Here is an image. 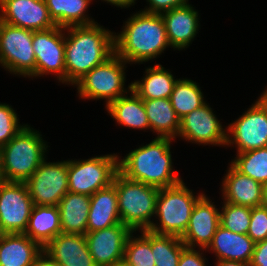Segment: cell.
<instances>
[{
	"label": "cell",
	"instance_id": "obj_39",
	"mask_svg": "<svg viewBox=\"0 0 267 266\" xmlns=\"http://www.w3.org/2000/svg\"><path fill=\"white\" fill-rule=\"evenodd\" d=\"M250 266H267V239L255 243Z\"/></svg>",
	"mask_w": 267,
	"mask_h": 266
},
{
	"label": "cell",
	"instance_id": "obj_13",
	"mask_svg": "<svg viewBox=\"0 0 267 266\" xmlns=\"http://www.w3.org/2000/svg\"><path fill=\"white\" fill-rule=\"evenodd\" d=\"M209 103L186 114L180 119V129L177 138L187 143H194L203 146H220L226 145V129L222 126L221 120Z\"/></svg>",
	"mask_w": 267,
	"mask_h": 266
},
{
	"label": "cell",
	"instance_id": "obj_15",
	"mask_svg": "<svg viewBox=\"0 0 267 266\" xmlns=\"http://www.w3.org/2000/svg\"><path fill=\"white\" fill-rule=\"evenodd\" d=\"M0 21L31 31L57 26L45 0H0Z\"/></svg>",
	"mask_w": 267,
	"mask_h": 266
},
{
	"label": "cell",
	"instance_id": "obj_33",
	"mask_svg": "<svg viewBox=\"0 0 267 266\" xmlns=\"http://www.w3.org/2000/svg\"><path fill=\"white\" fill-rule=\"evenodd\" d=\"M230 163L241 173L263 184L267 183V147L236 153Z\"/></svg>",
	"mask_w": 267,
	"mask_h": 266
},
{
	"label": "cell",
	"instance_id": "obj_2",
	"mask_svg": "<svg viewBox=\"0 0 267 266\" xmlns=\"http://www.w3.org/2000/svg\"><path fill=\"white\" fill-rule=\"evenodd\" d=\"M114 31L115 53L128 64H145L159 58L169 45L161 14L139 10Z\"/></svg>",
	"mask_w": 267,
	"mask_h": 266
},
{
	"label": "cell",
	"instance_id": "obj_18",
	"mask_svg": "<svg viewBox=\"0 0 267 266\" xmlns=\"http://www.w3.org/2000/svg\"><path fill=\"white\" fill-rule=\"evenodd\" d=\"M171 49L182 51L189 48L200 28L198 10L189 2L161 14Z\"/></svg>",
	"mask_w": 267,
	"mask_h": 266
},
{
	"label": "cell",
	"instance_id": "obj_24",
	"mask_svg": "<svg viewBox=\"0 0 267 266\" xmlns=\"http://www.w3.org/2000/svg\"><path fill=\"white\" fill-rule=\"evenodd\" d=\"M106 108L117 125L128 129L150 130L146 109L141 99L132 89L124 96L111 102Z\"/></svg>",
	"mask_w": 267,
	"mask_h": 266
},
{
	"label": "cell",
	"instance_id": "obj_21",
	"mask_svg": "<svg viewBox=\"0 0 267 266\" xmlns=\"http://www.w3.org/2000/svg\"><path fill=\"white\" fill-rule=\"evenodd\" d=\"M255 242L247 235L234 233L219 225L205 253H213L215 261L231 260L250 263Z\"/></svg>",
	"mask_w": 267,
	"mask_h": 266
},
{
	"label": "cell",
	"instance_id": "obj_7",
	"mask_svg": "<svg viewBox=\"0 0 267 266\" xmlns=\"http://www.w3.org/2000/svg\"><path fill=\"white\" fill-rule=\"evenodd\" d=\"M127 64L114 53L105 62L94 67L73 85L77 89L79 99H104L107 107L111 102L126 95L131 90V83L125 87Z\"/></svg>",
	"mask_w": 267,
	"mask_h": 266
},
{
	"label": "cell",
	"instance_id": "obj_31",
	"mask_svg": "<svg viewBox=\"0 0 267 266\" xmlns=\"http://www.w3.org/2000/svg\"><path fill=\"white\" fill-rule=\"evenodd\" d=\"M132 231L125 244L123 261L129 266H155L151 251V231ZM136 235V236H135Z\"/></svg>",
	"mask_w": 267,
	"mask_h": 266
},
{
	"label": "cell",
	"instance_id": "obj_46",
	"mask_svg": "<svg viewBox=\"0 0 267 266\" xmlns=\"http://www.w3.org/2000/svg\"><path fill=\"white\" fill-rule=\"evenodd\" d=\"M113 266H129L127 265L124 261L120 262V263H116L115 265Z\"/></svg>",
	"mask_w": 267,
	"mask_h": 266
},
{
	"label": "cell",
	"instance_id": "obj_10",
	"mask_svg": "<svg viewBox=\"0 0 267 266\" xmlns=\"http://www.w3.org/2000/svg\"><path fill=\"white\" fill-rule=\"evenodd\" d=\"M226 129L225 147H236V153L267 147V101L260 95Z\"/></svg>",
	"mask_w": 267,
	"mask_h": 266
},
{
	"label": "cell",
	"instance_id": "obj_4",
	"mask_svg": "<svg viewBox=\"0 0 267 266\" xmlns=\"http://www.w3.org/2000/svg\"><path fill=\"white\" fill-rule=\"evenodd\" d=\"M41 132L27 124L0 149L6 181L26 182L47 157L48 143Z\"/></svg>",
	"mask_w": 267,
	"mask_h": 266
},
{
	"label": "cell",
	"instance_id": "obj_44",
	"mask_svg": "<svg viewBox=\"0 0 267 266\" xmlns=\"http://www.w3.org/2000/svg\"><path fill=\"white\" fill-rule=\"evenodd\" d=\"M6 182L4 175H3V171H2V164H1V158H0V188L2 187V185Z\"/></svg>",
	"mask_w": 267,
	"mask_h": 266
},
{
	"label": "cell",
	"instance_id": "obj_12",
	"mask_svg": "<svg viewBox=\"0 0 267 266\" xmlns=\"http://www.w3.org/2000/svg\"><path fill=\"white\" fill-rule=\"evenodd\" d=\"M41 163L25 182L34 205L58 206L69 192L68 160Z\"/></svg>",
	"mask_w": 267,
	"mask_h": 266
},
{
	"label": "cell",
	"instance_id": "obj_17",
	"mask_svg": "<svg viewBox=\"0 0 267 266\" xmlns=\"http://www.w3.org/2000/svg\"><path fill=\"white\" fill-rule=\"evenodd\" d=\"M219 225L220 208L204 194L196 202L181 240L186 247L207 249Z\"/></svg>",
	"mask_w": 267,
	"mask_h": 266
},
{
	"label": "cell",
	"instance_id": "obj_28",
	"mask_svg": "<svg viewBox=\"0 0 267 266\" xmlns=\"http://www.w3.org/2000/svg\"><path fill=\"white\" fill-rule=\"evenodd\" d=\"M59 233L62 231L58 206L34 205L24 234L44 247Z\"/></svg>",
	"mask_w": 267,
	"mask_h": 266
},
{
	"label": "cell",
	"instance_id": "obj_9",
	"mask_svg": "<svg viewBox=\"0 0 267 266\" xmlns=\"http://www.w3.org/2000/svg\"><path fill=\"white\" fill-rule=\"evenodd\" d=\"M33 31L0 21V66L8 73L35 78Z\"/></svg>",
	"mask_w": 267,
	"mask_h": 266
},
{
	"label": "cell",
	"instance_id": "obj_37",
	"mask_svg": "<svg viewBox=\"0 0 267 266\" xmlns=\"http://www.w3.org/2000/svg\"><path fill=\"white\" fill-rule=\"evenodd\" d=\"M206 249L186 247L179 258L178 266H207L208 259L204 255ZM207 262V263H206Z\"/></svg>",
	"mask_w": 267,
	"mask_h": 266
},
{
	"label": "cell",
	"instance_id": "obj_8",
	"mask_svg": "<svg viewBox=\"0 0 267 266\" xmlns=\"http://www.w3.org/2000/svg\"><path fill=\"white\" fill-rule=\"evenodd\" d=\"M116 153L93 156L88 159H68L69 192L92 196L109 187L119 171Z\"/></svg>",
	"mask_w": 267,
	"mask_h": 266
},
{
	"label": "cell",
	"instance_id": "obj_32",
	"mask_svg": "<svg viewBox=\"0 0 267 266\" xmlns=\"http://www.w3.org/2000/svg\"><path fill=\"white\" fill-rule=\"evenodd\" d=\"M186 245L180 237L151 232V251L155 266H178L179 258Z\"/></svg>",
	"mask_w": 267,
	"mask_h": 266
},
{
	"label": "cell",
	"instance_id": "obj_23",
	"mask_svg": "<svg viewBox=\"0 0 267 266\" xmlns=\"http://www.w3.org/2000/svg\"><path fill=\"white\" fill-rule=\"evenodd\" d=\"M121 223L118 210L116 187L96 191L90 196V209L87 220V232L98 231Z\"/></svg>",
	"mask_w": 267,
	"mask_h": 266
},
{
	"label": "cell",
	"instance_id": "obj_30",
	"mask_svg": "<svg viewBox=\"0 0 267 266\" xmlns=\"http://www.w3.org/2000/svg\"><path fill=\"white\" fill-rule=\"evenodd\" d=\"M169 100L180 119L207 102L199 84L190 78L178 79Z\"/></svg>",
	"mask_w": 267,
	"mask_h": 266
},
{
	"label": "cell",
	"instance_id": "obj_34",
	"mask_svg": "<svg viewBox=\"0 0 267 266\" xmlns=\"http://www.w3.org/2000/svg\"><path fill=\"white\" fill-rule=\"evenodd\" d=\"M220 225L240 234H247L252 208L221 201Z\"/></svg>",
	"mask_w": 267,
	"mask_h": 266
},
{
	"label": "cell",
	"instance_id": "obj_3",
	"mask_svg": "<svg viewBox=\"0 0 267 266\" xmlns=\"http://www.w3.org/2000/svg\"><path fill=\"white\" fill-rule=\"evenodd\" d=\"M175 141L155 137L150 143L141 144L125 156H118L119 172L130 180L158 188L177 185L183 179L173 166L171 144Z\"/></svg>",
	"mask_w": 267,
	"mask_h": 266
},
{
	"label": "cell",
	"instance_id": "obj_16",
	"mask_svg": "<svg viewBox=\"0 0 267 266\" xmlns=\"http://www.w3.org/2000/svg\"><path fill=\"white\" fill-rule=\"evenodd\" d=\"M132 230L122 224L87 232L85 239L97 266H113L124 259L125 244Z\"/></svg>",
	"mask_w": 267,
	"mask_h": 266
},
{
	"label": "cell",
	"instance_id": "obj_19",
	"mask_svg": "<svg viewBox=\"0 0 267 266\" xmlns=\"http://www.w3.org/2000/svg\"><path fill=\"white\" fill-rule=\"evenodd\" d=\"M43 251L60 266H97L84 234L59 233Z\"/></svg>",
	"mask_w": 267,
	"mask_h": 266
},
{
	"label": "cell",
	"instance_id": "obj_25",
	"mask_svg": "<svg viewBox=\"0 0 267 266\" xmlns=\"http://www.w3.org/2000/svg\"><path fill=\"white\" fill-rule=\"evenodd\" d=\"M177 81L171 70L155 63L154 66L145 67L140 80L131 82V89L141 99L169 98Z\"/></svg>",
	"mask_w": 267,
	"mask_h": 266
},
{
	"label": "cell",
	"instance_id": "obj_38",
	"mask_svg": "<svg viewBox=\"0 0 267 266\" xmlns=\"http://www.w3.org/2000/svg\"><path fill=\"white\" fill-rule=\"evenodd\" d=\"M147 6L142 11L154 14H162L179 6H183L189 0H146Z\"/></svg>",
	"mask_w": 267,
	"mask_h": 266
},
{
	"label": "cell",
	"instance_id": "obj_42",
	"mask_svg": "<svg viewBox=\"0 0 267 266\" xmlns=\"http://www.w3.org/2000/svg\"><path fill=\"white\" fill-rule=\"evenodd\" d=\"M214 266H250V263L231 260H218L215 261Z\"/></svg>",
	"mask_w": 267,
	"mask_h": 266
},
{
	"label": "cell",
	"instance_id": "obj_5",
	"mask_svg": "<svg viewBox=\"0 0 267 266\" xmlns=\"http://www.w3.org/2000/svg\"><path fill=\"white\" fill-rule=\"evenodd\" d=\"M186 185L184 181H181L172 187L159 188L155 221L151 224L149 231L180 238L183 236L196 202L205 194L204 191L195 193Z\"/></svg>",
	"mask_w": 267,
	"mask_h": 266
},
{
	"label": "cell",
	"instance_id": "obj_6",
	"mask_svg": "<svg viewBox=\"0 0 267 266\" xmlns=\"http://www.w3.org/2000/svg\"><path fill=\"white\" fill-rule=\"evenodd\" d=\"M121 223L132 231L148 230L154 221L159 188L133 181L119 171L113 179Z\"/></svg>",
	"mask_w": 267,
	"mask_h": 266
},
{
	"label": "cell",
	"instance_id": "obj_14",
	"mask_svg": "<svg viewBox=\"0 0 267 266\" xmlns=\"http://www.w3.org/2000/svg\"><path fill=\"white\" fill-rule=\"evenodd\" d=\"M34 207L25 182L6 181L0 188V229L5 233H25Z\"/></svg>",
	"mask_w": 267,
	"mask_h": 266
},
{
	"label": "cell",
	"instance_id": "obj_22",
	"mask_svg": "<svg viewBox=\"0 0 267 266\" xmlns=\"http://www.w3.org/2000/svg\"><path fill=\"white\" fill-rule=\"evenodd\" d=\"M43 247L24 233L0 236V266H31Z\"/></svg>",
	"mask_w": 267,
	"mask_h": 266
},
{
	"label": "cell",
	"instance_id": "obj_11",
	"mask_svg": "<svg viewBox=\"0 0 267 266\" xmlns=\"http://www.w3.org/2000/svg\"><path fill=\"white\" fill-rule=\"evenodd\" d=\"M32 47L36 57L35 78L54 75L58 83L65 84V28L33 31Z\"/></svg>",
	"mask_w": 267,
	"mask_h": 266
},
{
	"label": "cell",
	"instance_id": "obj_26",
	"mask_svg": "<svg viewBox=\"0 0 267 266\" xmlns=\"http://www.w3.org/2000/svg\"><path fill=\"white\" fill-rule=\"evenodd\" d=\"M62 233L86 234L90 196L68 192L59 202Z\"/></svg>",
	"mask_w": 267,
	"mask_h": 266
},
{
	"label": "cell",
	"instance_id": "obj_35",
	"mask_svg": "<svg viewBox=\"0 0 267 266\" xmlns=\"http://www.w3.org/2000/svg\"><path fill=\"white\" fill-rule=\"evenodd\" d=\"M18 117L11 105L0 103V149L27 125L20 124Z\"/></svg>",
	"mask_w": 267,
	"mask_h": 266
},
{
	"label": "cell",
	"instance_id": "obj_40",
	"mask_svg": "<svg viewBox=\"0 0 267 266\" xmlns=\"http://www.w3.org/2000/svg\"><path fill=\"white\" fill-rule=\"evenodd\" d=\"M31 266H60L53 261L44 251L33 261Z\"/></svg>",
	"mask_w": 267,
	"mask_h": 266
},
{
	"label": "cell",
	"instance_id": "obj_43",
	"mask_svg": "<svg viewBox=\"0 0 267 266\" xmlns=\"http://www.w3.org/2000/svg\"><path fill=\"white\" fill-rule=\"evenodd\" d=\"M261 205L267 209V183L263 184L262 204Z\"/></svg>",
	"mask_w": 267,
	"mask_h": 266
},
{
	"label": "cell",
	"instance_id": "obj_45",
	"mask_svg": "<svg viewBox=\"0 0 267 266\" xmlns=\"http://www.w3.org/2000/svg\"><path fill=\"white\" fill-rule=\"evenodd\" d=\"M260 95L267 101V86L265 87V90Z\"/></svg>",
	"mask_w": 267,
	"mask_h": 266
},
{
	"label": "cell",
	"instance_id": "obj_20",
	"mask_svg": "<svg viewBox=\"0 0 267 266\" xmlns=\"http://www.w3.org/2000/svg\"><path fill=\"white\" fill-rule=\"evenodd\" d=\"M222 177V201L254 208L262 204L263 185L238 171L231 163Z\"/></svg>",
	"mask_w": 267,
	"mask_h": 266
},
{
	"label": "cell",
	"instance_id": "obj_41",
	"mask_svg": "<svg viewBox=\"0 0 267 266\" xmlns=\"http://www.w3.org/2000/svg\"><path fill=\"white\" fill-rule=\"evenodd\" d=\"M104 2H106L109 5H114V7L116 6L117 8H121V9H126L129 8L131 6H134L137 2V0H101Z\"/></svg>",
	"mask_w": 267,
	"mask_h": 266
},
{
	"label": "cell",
	"instance_id": "obj_1",
	"mask_svg": "<svg viewBox=\"0 0 267 266\" xmlns=\"http://www.w3.org/2000/svg\"><path fill=\"white\" fill-rule=\"evenodd\" d=\"M114 53V32L98 22L65 28V85L73 86Z\"/></svg>",
	"mask_w": 267,
	"mask_h": 266
},
{
	"label": "cell",
	"instance_id": "obj_36",
	"mask_svg": "<svg viewBox=\"0 0 267 266\" xmlns=\"http://www.w3.org/2000/svg\"><path fill=\"white\" fill-rule=\"evenodd\" d=\"M247 235L255 243L267 239V209L262 205L252 208Z\"/></svg>",
	"mask_w": 267,
	"mask_h": 266
},
{
	"label": "cell",
	"instance_id": "obj_27",
	"mask_svg": "<svg viewBox=\"0 0 267 266\" xmlns=\"http://www.w3.org/2000/svg\"><path fill=\"white\" fill-rule=\"evenodd\" d=\"M150 131L159 138L176 140L180 129V118L169 98L143 99Z\"/></svg>",
	"mask_w": 267,
	"mask_h": 266
},
{
	"label": "cell",
	"instance_id": "obj_29",
	"mask_svg": "<svg viewBox=\"0 0 267 266\" xmlns=\"http://www.w3.org/2000/svg\"><path fill=\"white\" fill-rule=\"evenodd\" d=\"M92 1L94 0H45V3L56 25L67 28L96 23L88 14Z\"/></svg>",
	"mask_w": 267,
	"mask_h": 266
}]
</instances>
